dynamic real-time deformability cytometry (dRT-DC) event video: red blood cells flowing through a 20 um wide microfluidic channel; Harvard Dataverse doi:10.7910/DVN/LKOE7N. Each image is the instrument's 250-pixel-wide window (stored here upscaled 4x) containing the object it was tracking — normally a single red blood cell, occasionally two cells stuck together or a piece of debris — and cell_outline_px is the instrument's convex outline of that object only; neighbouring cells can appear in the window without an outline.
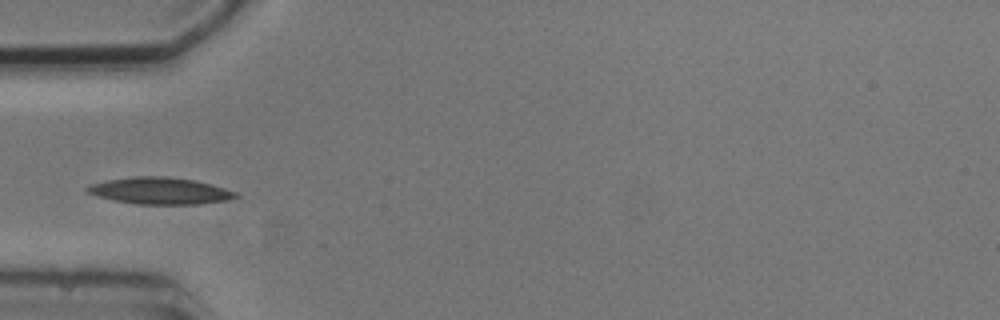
{"species": "common noctule bat (a hibernating species)", "species_latin": "Nyctalus noctula", "temperature_condition": "cold", "stored_images_in_passage": 1, "camera_frame_rate_fps": 3000, "um_per_image_px": 0.085, "animal": {"sex": "male", "body_mass_g": 20.5, "forearm_length_mm": 52.5}, "frame": {"image": 1, "passage_image": 1, "time_ms": 0.0, "image_size_px": [1000, 320], "cell_outline_px": [[240, 196], [228, 200], [196, 204], [136, 204], [112, 200], [84, 192], [84, 188], [88, 184], [108, 180], [132, 176], [164, 176], [196, 180], [224, 188], [236, 192]], "centroid_in_image_um": [13.54, 16.21], "position_along_channel_um": 71.5, "area_um2": 23.29}}